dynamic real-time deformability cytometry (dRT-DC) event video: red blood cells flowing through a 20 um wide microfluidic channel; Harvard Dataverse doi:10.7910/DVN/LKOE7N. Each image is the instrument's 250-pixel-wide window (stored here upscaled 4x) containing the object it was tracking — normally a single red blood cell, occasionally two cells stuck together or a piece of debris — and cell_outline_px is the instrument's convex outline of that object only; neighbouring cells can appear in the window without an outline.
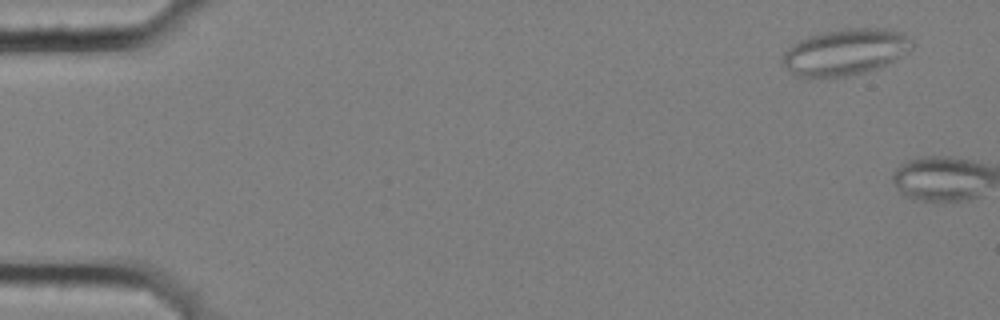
{"species": "common noctule bat (a hibernating species)", "species_latin": "Nyctalus noctula", "temperature_condition": "cold", "stored_images_in_passage": 3, "camera_frame_rate_fps": 3000, "um_per_image_px": 0.085, "animal": {"sex": "female", "body_mass_g": 25.1}, "frame": {"image": 1, "passage_image": 1, "time_ms": 0.0, "image_size_px": [1000, 320], "cell_outline_px": [[912, 48], [900, 56], [880, 68], [848, 76], [796, 76], [780, 60], [784, 52], [792, 44], [808, 36], [824, 32], [848, 28], [884, 28], [904, 32], [912, 40]], "centroid_in_image_um": [71.87, 4.4], "position_along_channel_um": 13.1, "area_um2": 34.68}}